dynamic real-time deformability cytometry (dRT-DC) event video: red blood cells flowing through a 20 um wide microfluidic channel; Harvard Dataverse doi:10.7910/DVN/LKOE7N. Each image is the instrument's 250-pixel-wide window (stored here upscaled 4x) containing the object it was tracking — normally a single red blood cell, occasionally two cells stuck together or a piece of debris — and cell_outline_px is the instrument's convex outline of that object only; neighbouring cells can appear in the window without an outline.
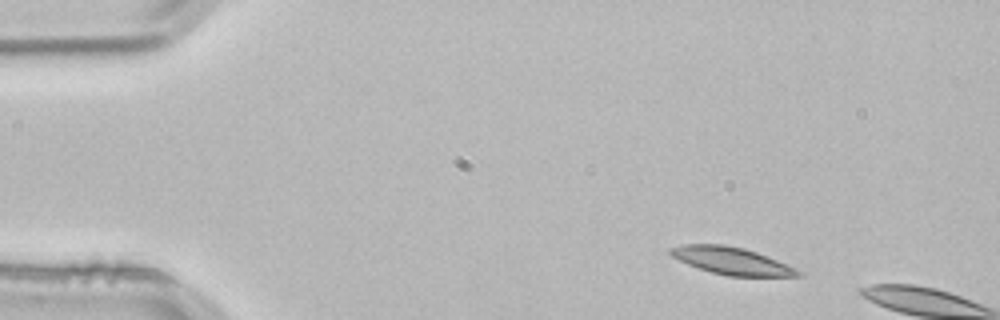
{"species": "common noctule bat (a hibernating species)", "species_latin": "Nyctalus noctula", "temperature_condition": "room temperature", "stored_images_in_passage": 3, "camera_frame_rate_fps": 3000, "um_per_image_px": 0.085, "animal": {"sex": "male", "body_mass_g": 21.5, "forearm_length_mm": 52.0}, "frame": {"image": 1, "passage_image": 2, "time_ms": 0.333, "image_size_px": [1000, 320], "cell_outline_px": [[804, 276], [728, 276], [712, 272], [688, 264], [672, 256], [668, 252], [668, 248], [680, 244], [724, 244], [744, 248], [756, 252], [796, 268], [804, 272]], "centroid_in_image_um": [62.18, 22.16], "position_along_channel_um": 22.8, "area_um2": 20.23}}